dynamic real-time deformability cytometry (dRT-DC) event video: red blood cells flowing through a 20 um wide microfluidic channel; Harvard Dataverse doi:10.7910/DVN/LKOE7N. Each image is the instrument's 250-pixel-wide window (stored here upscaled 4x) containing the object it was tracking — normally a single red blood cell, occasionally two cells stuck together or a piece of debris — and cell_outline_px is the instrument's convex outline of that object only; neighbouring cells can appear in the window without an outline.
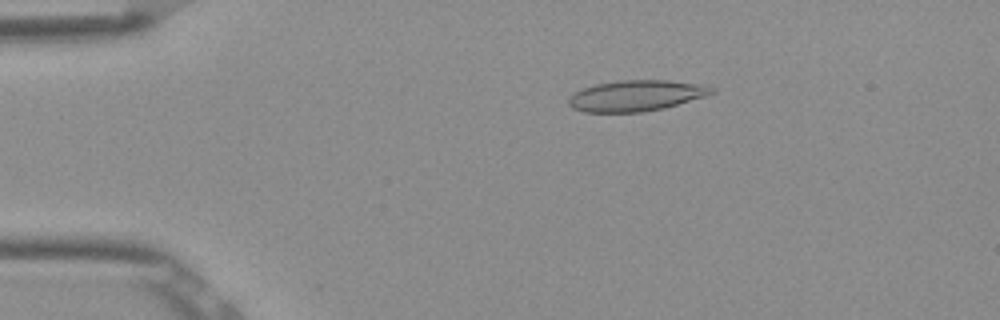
{"species": "Egyptian fruit bat (a non-hibernating species)", "species_latin": "Rousettus aegyptiacus", "temperature_condition": "room temperature", "stored_images_in_passage": 4, "camera_frame_rate_fps": 3000, "um_per_image_px": 0.085, "frame": {"image": 1, "passage_image": 3, "time_ms": 0.667, "image_size_px": [1000, 320], "cell_outline_px": [[716, 92], [704, 96], [664, 108], [640, 112], [584, 112], [572, 108], [568, 104], [568, 100], [576, 92], [584, 88], [596, 84], [620, 80], [668, 80], [704, 84], [716, 88]], "centroid_in_image_um": [54.1, 8.12], "position_along_channel_um": 30.9, "area_um2": 25.66}}